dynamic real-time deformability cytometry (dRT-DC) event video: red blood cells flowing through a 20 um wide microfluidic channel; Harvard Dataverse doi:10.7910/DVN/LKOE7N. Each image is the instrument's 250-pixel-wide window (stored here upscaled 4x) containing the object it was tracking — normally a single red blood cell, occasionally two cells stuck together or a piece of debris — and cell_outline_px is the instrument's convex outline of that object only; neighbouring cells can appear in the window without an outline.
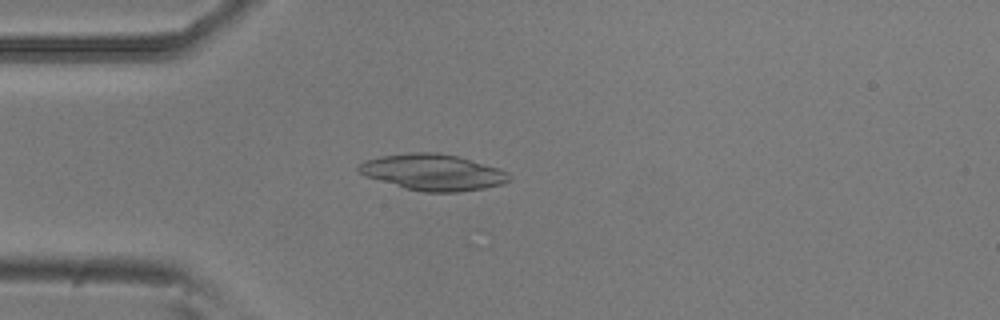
{"species": "common noctule bat (a hibernating species)", "species_latin": "Nyctalus noctula", "temperature_condition": "room temperature", "stored_images_in_passage": 20, "camera_frame_rate_fps": 3000, "um_per_image_px": 0.085, "animal": {"sex": "male", "body_mass_g": 20.5, "forearm_length_mm": 52.5}, "frame": {"image": 1, "passage_image": 9, "time_ms": 2.667, "image_size_px": [1000, 320], "cell_outline_px": [[512, 180], [504, 184], [484, 188], [460, 192], [424, 192], [404, 188], [364, 176], [356, 168], [364, 160], [380, 156], [408, 152], [440, 152], [456, 156], [500, 168], [508, 172], [512, 176]], "centroid_in_image_um": [36.82, 14.64], "position_along_channel_um": 48.2, "area_um2": 32.08}}
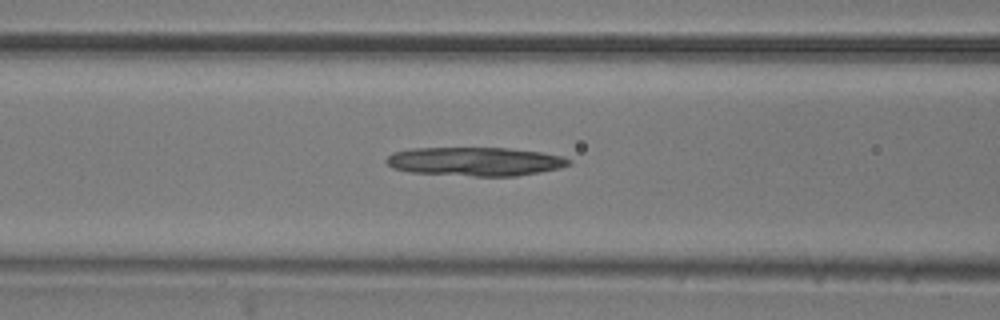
{"frame": {"image": 2, "passage_image": 16, "time_ms": 5.0, "image_size_px": [1000, 320], "cell_outline_px": [[572, 160], [568, 164], [560, 168], [540, 172], [516, 176], [472, 176], [412, 172], [392, 168], [384, 160], [392, 152], [408, 148], [508, 148], [540, 152], [564, 156]], "centroid_in_image_um": [40.37, 13.72], "position_along_channel_um": 126.2, "area_um2": 30.63}}
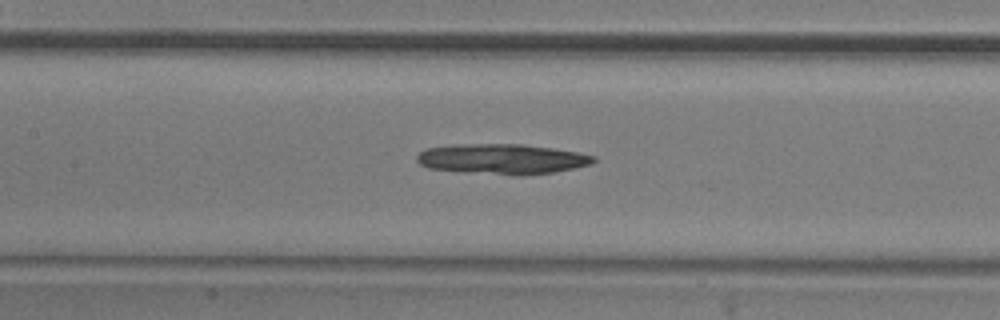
{"frame": {"image": 3, "passage_image": 19, "time_ms": 6.0, "image_size_px": [1000, 320], "cell_outline_px": [[596, 160], [592, 164], [552, 172], [524, 176], [512, 176], [464, 172], [428, 168], [420, 164], [416, 160], [416, 156], [424, 148], [456, 144], [524, 144], [552, 148], [576, 152], [596, 156]], "centroid_in_image_um": [42.65, 13.52], "position_along_channel_um": 164.7, "area_um2": 31.44}}